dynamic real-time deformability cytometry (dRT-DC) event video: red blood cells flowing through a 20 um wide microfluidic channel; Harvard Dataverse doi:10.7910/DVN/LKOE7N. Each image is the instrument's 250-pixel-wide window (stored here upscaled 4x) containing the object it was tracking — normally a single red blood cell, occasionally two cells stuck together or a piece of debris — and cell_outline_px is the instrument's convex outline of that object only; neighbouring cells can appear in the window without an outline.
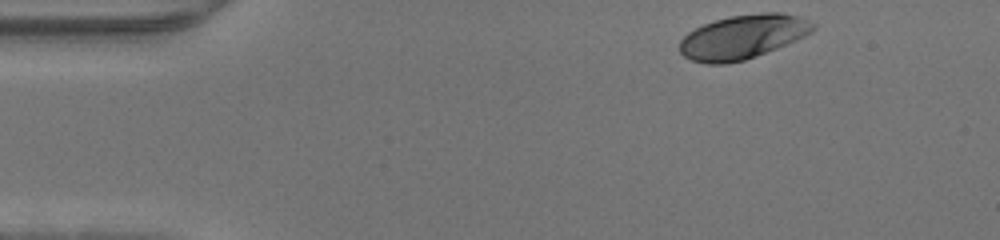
{"species": "human", "species_latin": "Homo sapiens", "temperature_condition": "warm", "stored_images_in_passage": 42, "camera_frame_rate_fps": 3000, "um_per_image_px": 0.085, "donor": {"sex": "male"}, "frame": {"image": 1, "passage_image": 1, "time_ms": 0.0, "image_size_px": [1000, 240], "cell_outline_px": [[816, 28], [812, 32], [796, 40], [756, 56], [744, 60], [728, 64], [704, 64], [692, 60], [684, 56], [680, 52], [680, 40], [688, 32], [704, 24], [716, 20], [732, 16], [764, 12], [780, 12], [800, 16], [816, 24]], "centroid_in_image_um": [63.15, 3.13], "position_along_channel_um": 21.8, "area_um2": 34.22}}
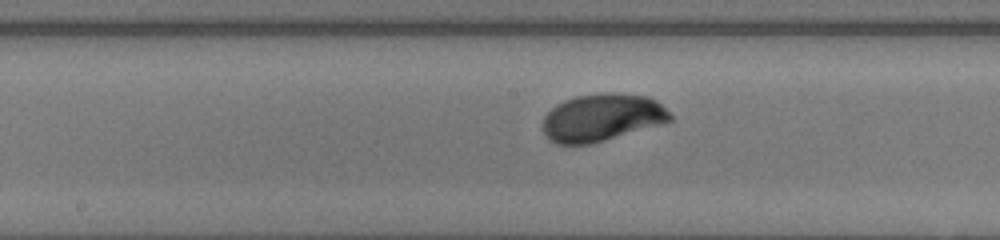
{"frame": {"image": 2, "passage_image": 19, "time_ms": 6.0, "image_size_px": [1000, 240], "cell_outline_px": [[672, 120], [660, 124], [604, 140], [588, 144], [556, 144], [548, 140], [544, 132], [544, 116], [556, 104], [564, 100], [576, 96], [604, 92], [616, 92], [648, 96], [656, 100], [672, 116]], "centroid_in_image_um": [51.14, 9.97], "position_along_channel_um": 197.1, "area_um2": 35.03}}
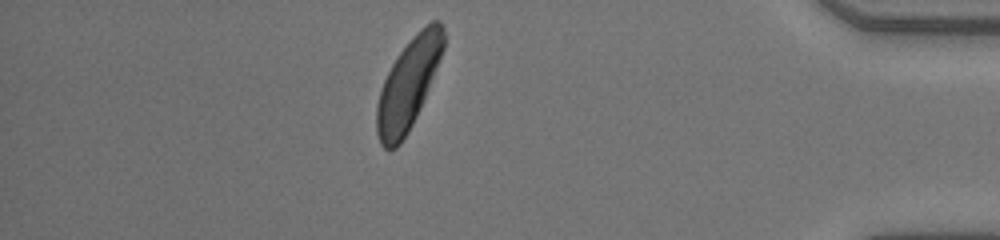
{"frame": {"image": 3, "passage_image": 36, "time_ms": 11.667, "image_size_px": [1000, 240], "cell_outline_px": [[444, 48], [420, 108], [408, 132], [400, 144], [396, 148], [384, 148], [380, 144], [376, 132], [376, 104], [380, 88], [396, 56], [416, 32], [432, 20], [440, 20], [444, 28]], "centroid_in_image_um": [34.68, 7.15], "position_along_channel_um": 400.5, "area_um2": 34.85}}